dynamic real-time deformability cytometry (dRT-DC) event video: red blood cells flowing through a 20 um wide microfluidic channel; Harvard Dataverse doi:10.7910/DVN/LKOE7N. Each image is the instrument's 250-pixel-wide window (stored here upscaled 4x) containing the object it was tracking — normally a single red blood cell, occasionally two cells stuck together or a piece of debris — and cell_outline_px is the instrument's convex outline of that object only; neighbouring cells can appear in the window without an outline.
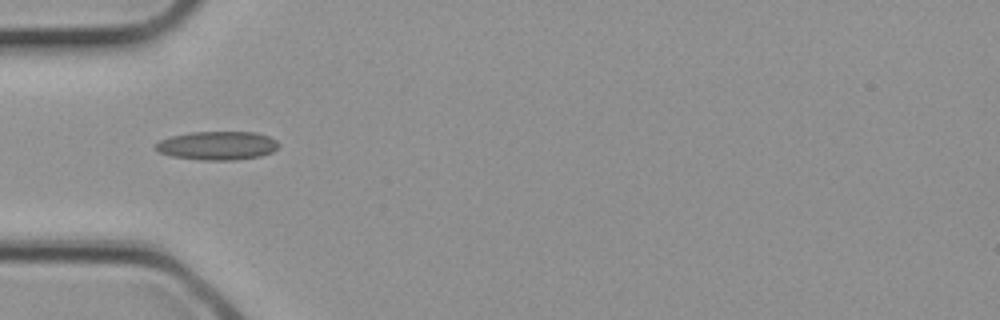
{"species": "common noctule bat (a hibernating species)", "species_latin": "Nyctalus noctula", "temperature_condition": "cold", "stored_images_in_passage": 8, "camera_frame_rate_fps": 3000, "um_per_image_px": 0.085, "animal": {"sex": "female", "body_mass_g": 21.9}, "frame": {"image": 1, "passage_image": 1, "time_ms": 0.0, "image_size_px": [1000, 320], "cell_outline_px": [[280, 144], [272, 152], [260, 156], [236, 160], [200, 160], [172, 156], [160, 152], [156, 148], [156, 144], [160, 140], [172, 136], [192, 132], [256, 132], [268, 136], [276, 140]], "centroid_in_image_um": [18.5, 12.38], "position_along_channel_um": 66.5, "area_um2": 20.4}}
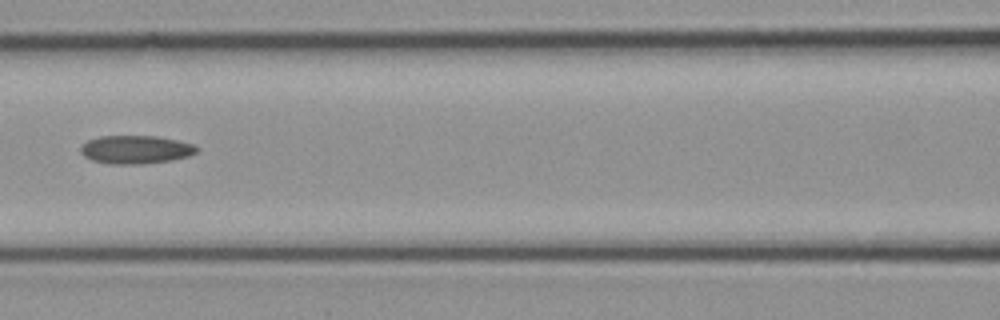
{"frame": {"image": 2, "passage_image": 5, "time_ms": 1.333, "image_size_px": [1000, 320], "cell_outline_px": [[200, 148], [196, 152], [188, 156], [172, 160], [140, 164], [108, 164], [92, 160], [84, 156], [80, 152], [80, 148], [88, 140], [100, 136], [156, 136], [176, 140], [192, 144]], "centroid_in_image_um": [11.52, 12.72], "position_along_channel_um": 155.1, "area_um2": 19.07}}
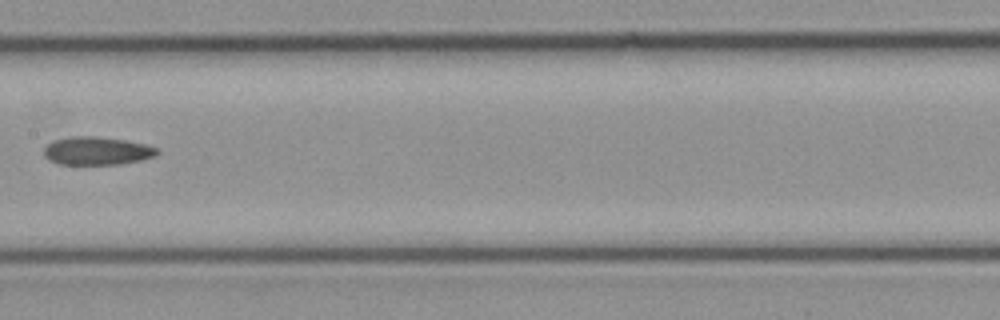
{"frame": {"image": 3, "passage_image": 7, "time_ms": 2.0, "image_size_px": [1000, 320], "cell_outline_px": [[160, 152], [156, 156], [140, 160], [120, 164], [60, 164], [48, 160], [44, 156], [44, 148], [52, 140], [72, 136], [92, 136], [124, 140], [144, 144], [160, 148]], "centroid_in_image_um": [8.24, 12.82], "position_along_channel_um": 199.2, "area_um2": 18.61}}